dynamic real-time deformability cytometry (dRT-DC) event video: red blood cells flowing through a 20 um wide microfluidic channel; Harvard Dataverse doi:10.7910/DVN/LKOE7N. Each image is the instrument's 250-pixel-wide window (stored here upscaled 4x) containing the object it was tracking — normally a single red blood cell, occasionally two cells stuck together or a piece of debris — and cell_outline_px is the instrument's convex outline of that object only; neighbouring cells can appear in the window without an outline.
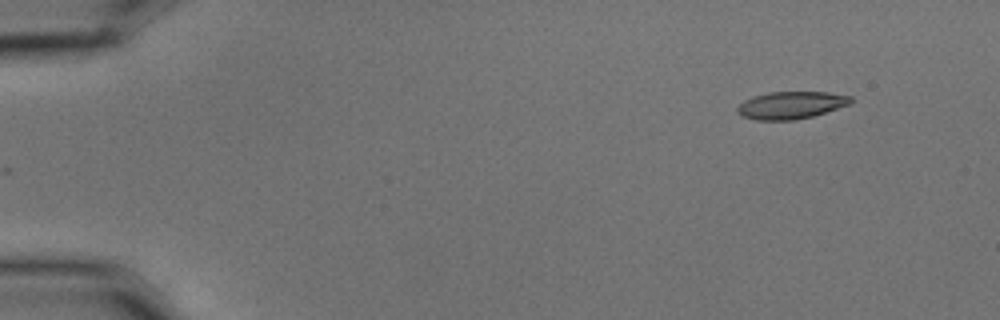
{"species": "common noctule bat (a hibernating species)", "species_latin": "Nyctalus noctula", "temperature_condition": "cold", "stored_images_in_passage": 5, "camera_frame_rate_fps": 3000, "um_per_image_px": 0.085, "animal": {"sex": "male", "body_mass_g": 15.6}, "frame": {"image": 1, "passage_image": 1, "time_ms": 0.0, "image_size_px": [1000, 320], "cell_outline_px": [[852, 104], [812, 116], [792, 120], [756, 120], [740, 116], [736, 112], [736, 108], [744, 100], [752, 96], [768, 92], [828, 92], [852, 96]], "centroid_in_image_um": [67.22, 8.93], "position_along_channel_um": 17.8, "area_um2": 18.26}}
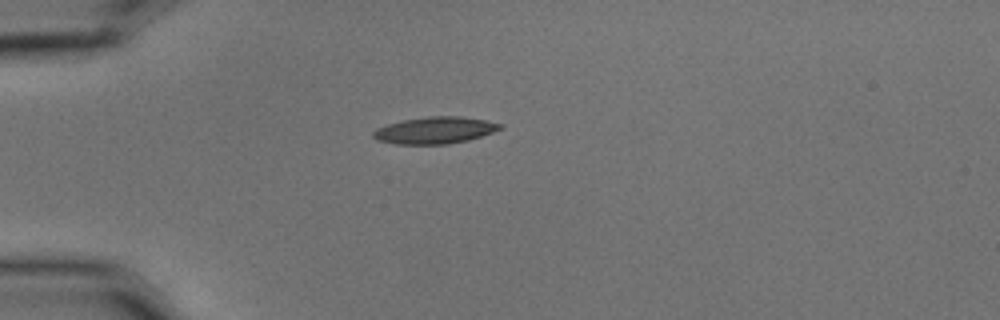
{"frame": {"image": 2, "passage_image": 4, "time_ms": 1.0, "image_size_px": [1000, 320], "cell_outline_px": [[504, 128], [468, 140], [448, 144], [396, 144], [376, 140], [372, 136], [372, 132], [376, 128], [388, 124], [404, 120], [428, 116], [460, 116], [484, 120], [504, 124]], "centroid_in_image_um": [36.96, 11.07], "position_along_channel_um": 48.0, "area_um2": 19.83}}